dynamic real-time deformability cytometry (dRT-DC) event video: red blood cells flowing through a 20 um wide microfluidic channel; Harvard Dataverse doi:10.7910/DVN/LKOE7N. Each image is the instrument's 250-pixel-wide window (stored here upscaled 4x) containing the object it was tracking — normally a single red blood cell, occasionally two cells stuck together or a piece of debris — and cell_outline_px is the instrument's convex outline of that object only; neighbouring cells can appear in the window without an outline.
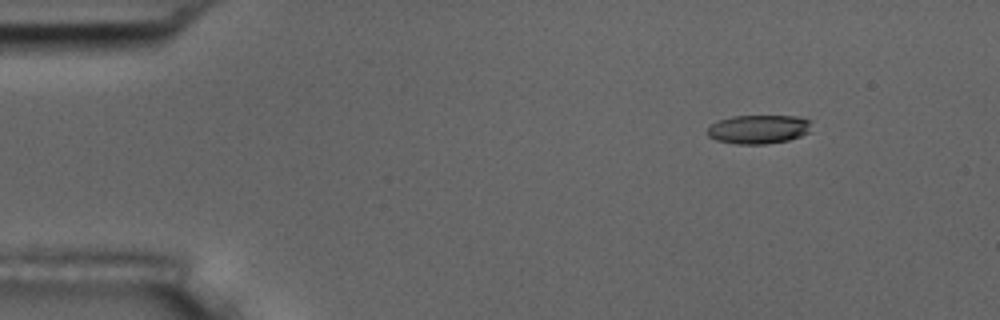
{"species": "common noctule bat (a hibernating species)", "species_latin": "Nyctalus noctula", "temperature_condition": "room temperature", "stored_images_in_passage": 6, "camera_frame_rate_fps": 3000, "um_per_image_px": 0.085, "animal": {"sex": "male", "body_mass_g": 17.5, "forearm_length_mm": 52.3}, "frame": {"image": 1, "passage_image": 3, "time_ms": 2.333, "image_size_px": [1000, 320], "cell_outline_px": [[812, 120], [808, 132], [800, 136], [788, 140], [764, 144], [736, 144], [716, 140], [708, 136], [704, 132], [712, 124], [720, 120], [732, 116], [796, 116]], "centroid_in_image_um": [64.45, 10.99], "position_along_channel_um": 20.5, "area_um2": 17.51}}
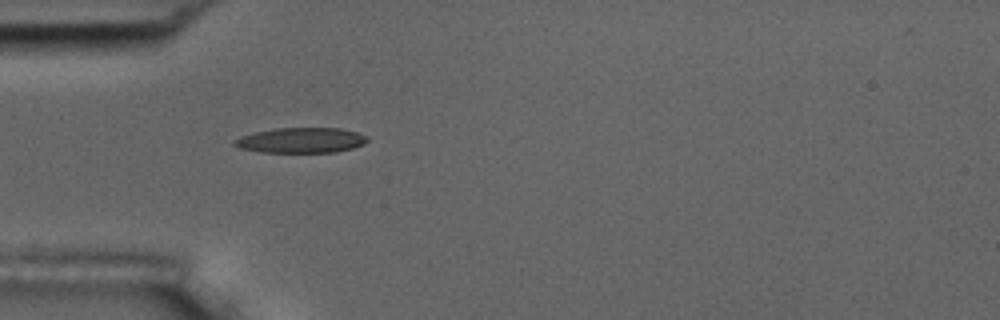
{"frame": {"image": 2, "passage_image": 6, "time_ms": 5.667, "image_size_px": [1000, 320], "cell_outline_px": [[368, 140], [364, 144], [352, 148], [336, 152], [260, 152], [240, 148], [232, 144], [232, 140], [240, 136], [256, 132], [276, 128], [340, 128], [356, 132], [368, 136]], "centroid_in_image_um": [25.58, 11.92], "position_along_channel_um": 59.4, "area_um2": 19.59}}